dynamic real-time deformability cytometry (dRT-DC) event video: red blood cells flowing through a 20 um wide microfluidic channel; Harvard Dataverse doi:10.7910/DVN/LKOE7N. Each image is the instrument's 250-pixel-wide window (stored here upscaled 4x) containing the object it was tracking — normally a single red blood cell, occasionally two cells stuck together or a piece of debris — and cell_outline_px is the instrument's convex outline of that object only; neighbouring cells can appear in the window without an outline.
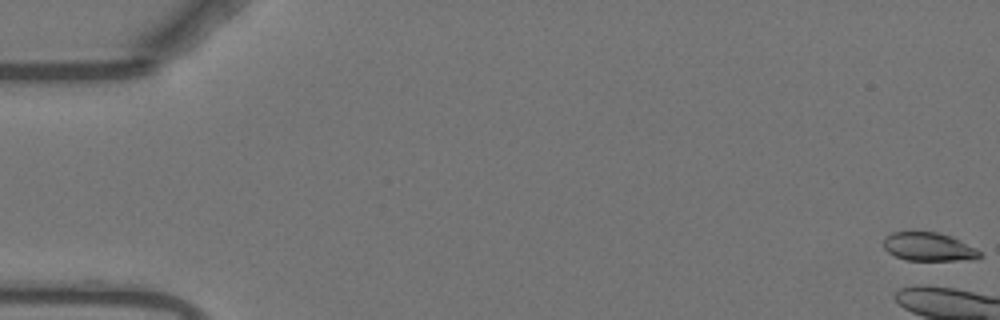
{"species": "Egyptian fruit bat (a non-hibernating species)", "species_latin": "Rousettus aegyptiacus", "temperature_condition": "warm", "stored_images_in_passage": 4, "camera_frame_rate_fps": 3000, "um_per_image_px": 0.085, "animal": {"sex": "female"}, "frame": {"image": 1, "passage_image": 1, "time_ms": 0.0, "image_size_px": [1000, 320], "cell_outline_px": [[984, 256], [976, 260], [904, 260], [888, 252], [884, 248], [884, 236], [892, 232], [912, 228], [936, 232], [952, 236], [976, 248]], "centroid_in_image_um": [78.92, 20.93], "position_along_channel_um": 6.1, "area_um2": 16.76}}